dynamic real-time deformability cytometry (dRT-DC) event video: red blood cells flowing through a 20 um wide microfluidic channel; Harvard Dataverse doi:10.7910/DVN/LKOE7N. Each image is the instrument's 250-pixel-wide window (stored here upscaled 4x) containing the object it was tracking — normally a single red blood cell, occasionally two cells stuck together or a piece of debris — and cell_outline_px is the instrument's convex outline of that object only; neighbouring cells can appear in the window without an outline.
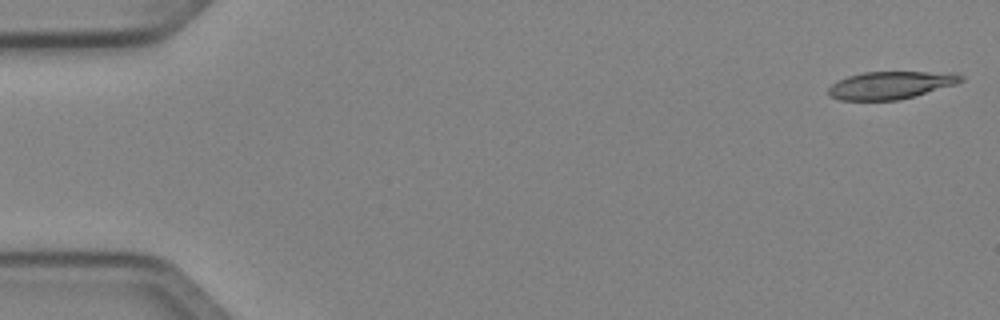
{"species": "Egyptian fruit bat (a non-hibernating species)", "species_latin": "Rousettus aegyptiacus", "temperature_condition": "cold", "stored_images_in_passage": 10, "camera_frame_rate_fps": 3000, "um_per_image_px": 0.085, "animal": {"sex": "female"}, "frame": {"image": 1, "passage_image": 1, "time_ms": 0.0, "image_size_px": [1000, 320], "cell_outline_px": [[964, 80], [956, 84], [916, 96], [900, 100], [840, 100], [828, 96], [828, 88], [836, 80], [848, 76], [864, 72], [956, 72], [964, 76]], "centroid_in_image_um": [75.72, 7.23], "position_along_channel_um": 9.3, "area_um2": 21.62}}